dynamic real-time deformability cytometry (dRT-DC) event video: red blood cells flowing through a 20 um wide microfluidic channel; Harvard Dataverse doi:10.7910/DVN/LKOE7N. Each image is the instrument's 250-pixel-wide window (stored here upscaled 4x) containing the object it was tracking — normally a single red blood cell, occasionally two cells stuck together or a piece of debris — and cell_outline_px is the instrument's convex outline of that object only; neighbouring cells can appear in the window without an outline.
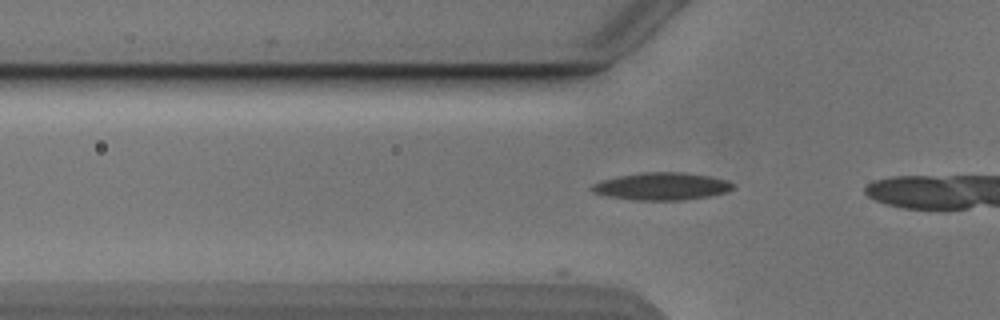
{"species": "Egyptian fruit bat (a non-hibernating species)", "species_latin": "Rousettus aegyptiacus", "temperature_condition": "cold", "stored_images_in_passage": 3, "camera_frame_rate_fps": 3000, "um_per_image_px": 0.085, "animal": {"sex": "male"}, "frame": {"image": 1, "passage_image": 3, "time_ms": 0.667, "image_size_px": [1000, 320], "cell_outline_px": [[732, 188], [728, 192], [708, 196], [680, 200], [636, 200], [608, 196], [592, 192], [588, 188], [592, 184], [604, 180], [620, 176], [644, 172], [684, 172], [708, 176], [728, 180], [732, 184]], "centroid_in_image_um": [56.23, 15.83], "position_along_channel_um": 69.6, "area_um2": 22.37}}